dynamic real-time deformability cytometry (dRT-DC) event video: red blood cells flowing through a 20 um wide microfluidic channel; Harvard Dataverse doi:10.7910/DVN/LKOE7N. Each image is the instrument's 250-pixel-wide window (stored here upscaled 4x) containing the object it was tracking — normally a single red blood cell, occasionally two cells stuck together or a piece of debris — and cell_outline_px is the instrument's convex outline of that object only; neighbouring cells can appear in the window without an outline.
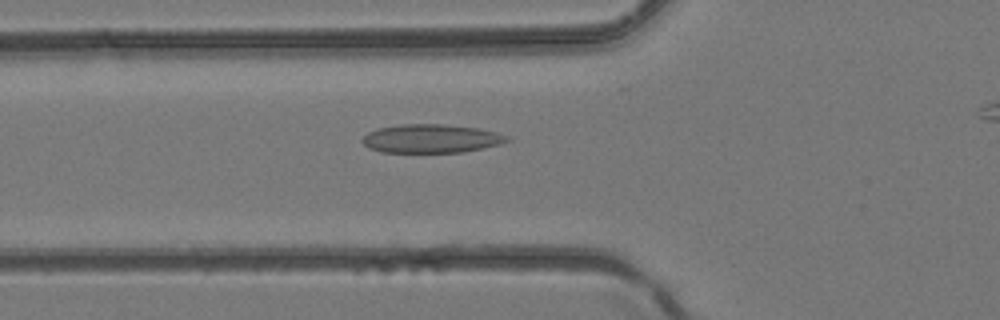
{"species": "common noctule bat (a hibernating species)", "species_latin": "Nyctalus noctula", "temperature_condition": "room temperature", "stored_images_in_passage": 33, "camera_frame_rate_fps": 3000, "um_per_image_px": 0.085, "animal": {"sex": "female", "body_mass_g": 24.6, "forearm_length_mm": 56.2}, "frame": {"image": 1, "passage_image": 11, "time_ms": 3.333, "image_size_px": [1000, 320], "cell_outline_px": [[512, 140], [500, 144], [460, 152], [380, 152], [368, 148], [360, 140], [368, 132], [376, 128], [400, 124], [440, 124], [476, 128], [496, 132], [508, 136]], "centroid_in_image_um": [36.6, 11.77], "position_along_channel_um": 89.2, "area_um2": 24.04}}
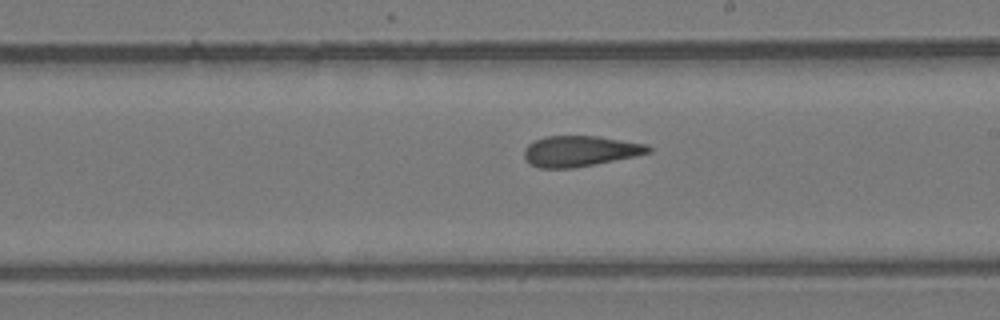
{"frame": {"image": 2, "passage_image": 20, "time_ms": 6.333, "image_size_px": [1000, 320], "cell_outline_px": [[652, 152], [636, 156], [572, 168], [540, 168], [532, 164], [524, 156], [524, 148], [528, 144], [544, 136], [600, 136], [648, 144], [652, 148]], "centroid_in_image_um": [49.34, 12.83], "position_along_channel_um": 239.7, "area_um2": 22.2}}
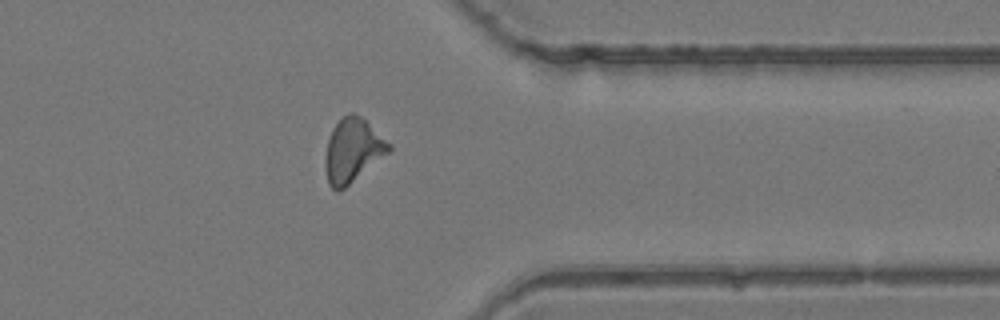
{"frame": {"image": 3, "passage_image": 29, "time_ms": 9.333, "image_size_px": [1000, 320], "cell_outline_px": [[392, 152], [344, 188], [336, 192], [328, 184], [324, 168], [324, 160], [328, 140], [332, 128], [348, 112], [352, 112], [360, 116], [392, 144]], "centroid_in_image_um": [29.99, 12.81], "position_along_channel_um": 381.4, "area_um2": 23.93}}